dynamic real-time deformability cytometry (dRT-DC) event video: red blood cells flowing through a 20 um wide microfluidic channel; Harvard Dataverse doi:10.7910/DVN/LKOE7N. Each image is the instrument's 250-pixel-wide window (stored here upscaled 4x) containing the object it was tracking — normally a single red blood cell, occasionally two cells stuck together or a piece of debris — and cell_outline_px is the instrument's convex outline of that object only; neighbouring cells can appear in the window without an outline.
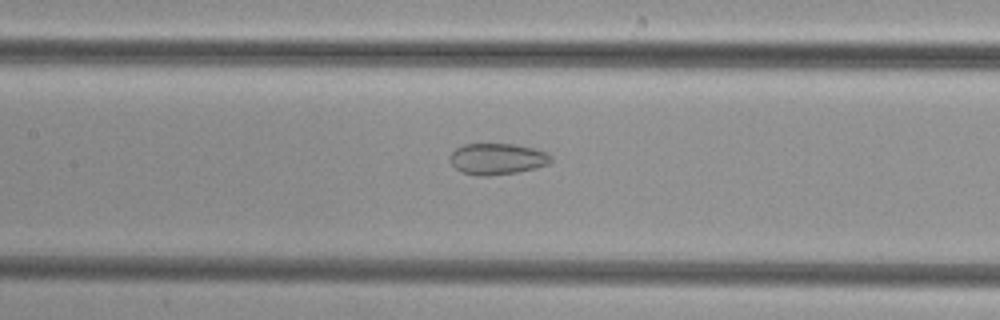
{"species": "common noctule bat (a hibernating species)", "species_latin": "Nyctalus noctula", "temperature_condition": "cold", "stored_images_in_passage": 41, "camera_frame_rate_fps": 3000, "um_per_image_px": 0.085, "animal": {"sex": "female", "body_mass_g": 29.2, "forearm_length_mm": 56.3}, "frame": {"image": 1, "passage_image": 15, "time_ms": 4.667, "image_size_px": [1000, 320], "cell_outline_px": [[552, 160], [548, 164], [536, 168], [516, 172], [488, 176], [476, 176], [460, 172], [452, 164], [452, 152], [456, 148], [464, 144], [516, 144], [548, 152], [552, 156]], "centroid_in_image_um": [42.29, 13.51], "position_along_channel_um": 165.1, "area_um2": 18.38}}
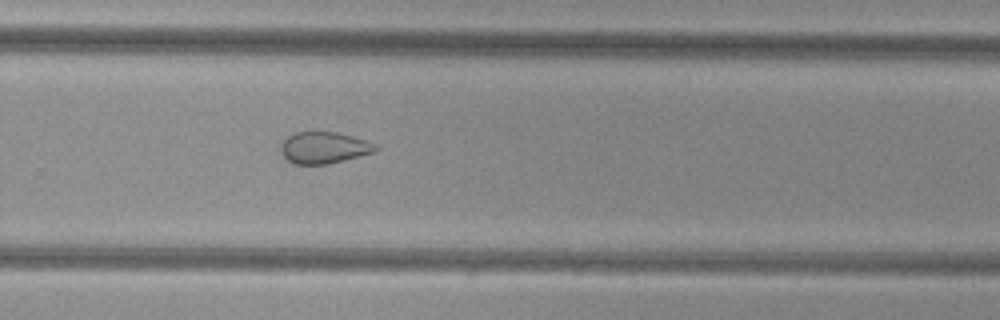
{"frame": {"image": 2, "passage_image": 25, "time_ms": 8.0, "image_size_px": [1000, 320], "cell_outline_px": [[380, 148], [376, 152], [328, 164], [292, 164], [280, 152], [280, 144], [288, 136], [296, 132], [336, 132], [352, 136], [380, 144]], "centroid_in_image_um": [27.58, 12.55], "position_along_channel_um": 302.2, "area_um2": 17.69}}
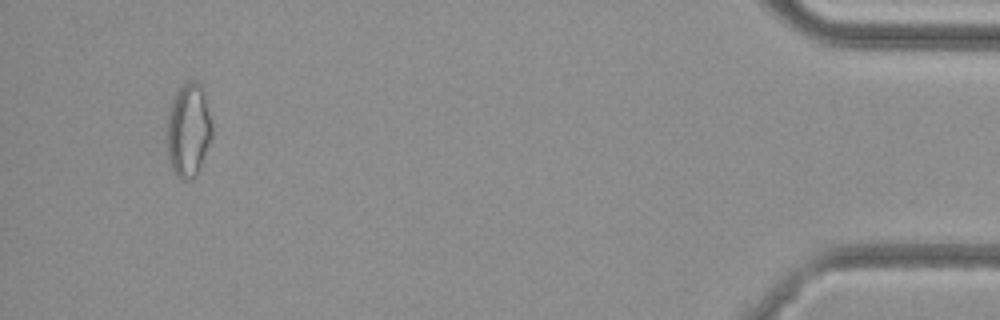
{"frame": {"image": 3, "passage_image": 39, "time_ms": 12.667, "image_size_px": [1000, 320], "cell_outline_px": [[212, 136], [200, 168], [196, 176], [192, 180], [184, 180], [176, 176], [168, 164], [168, 116], [172, 96], [188, 80], [192, 80], [200, 84], [204, 96], [212, 124]], "centroid_in_image_um": [16.01, 11.11], "position_along_channel_um": 419.2, "area_um2": 24.57}}